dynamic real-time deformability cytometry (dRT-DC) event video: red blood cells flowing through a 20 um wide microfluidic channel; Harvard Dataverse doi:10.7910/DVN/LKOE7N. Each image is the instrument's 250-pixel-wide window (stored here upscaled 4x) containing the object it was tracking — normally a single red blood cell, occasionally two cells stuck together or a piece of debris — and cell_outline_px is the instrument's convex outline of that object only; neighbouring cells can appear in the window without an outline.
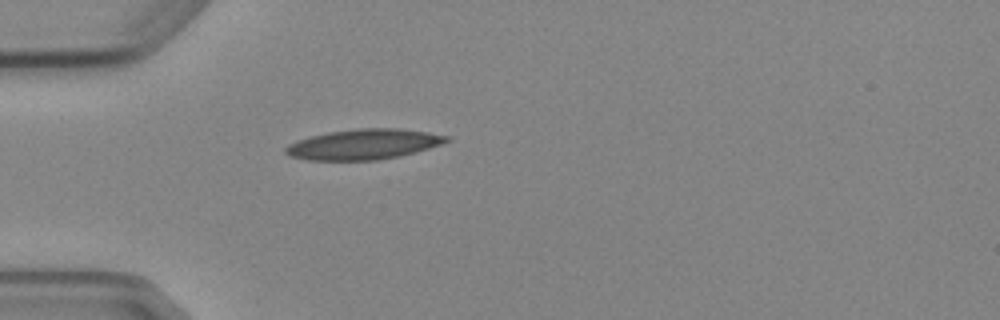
{"species": "Egyptian fruit bat (a non-hibernating species)", "species_latin": "Rousettus aegyptiacus", "temperature_condition": "cold", "stored_images_in_passage": 4, "camera_frame_rate_fps": 3000, "um_per_image_px": 0.085, "animal": {"sex": "female"}, "frame": {"image": 1, "passage_image": 4, "time_ms": 4.333, "image_size_px": [1000, 320], "cell_outline_px": [[452, 140], [416, 152], [400, 156], [376, 160], [308, 160], [288, 156], [284, 152], [284, 148], [288, 144], [296, 140], [328, 132], [356, 128], [400, 128], [428, 132], [448, 136]], "centroid_in_image_um": [30.89, 12.26], "position_along_channel_um": 54.1, "area_um2": 28.55}}